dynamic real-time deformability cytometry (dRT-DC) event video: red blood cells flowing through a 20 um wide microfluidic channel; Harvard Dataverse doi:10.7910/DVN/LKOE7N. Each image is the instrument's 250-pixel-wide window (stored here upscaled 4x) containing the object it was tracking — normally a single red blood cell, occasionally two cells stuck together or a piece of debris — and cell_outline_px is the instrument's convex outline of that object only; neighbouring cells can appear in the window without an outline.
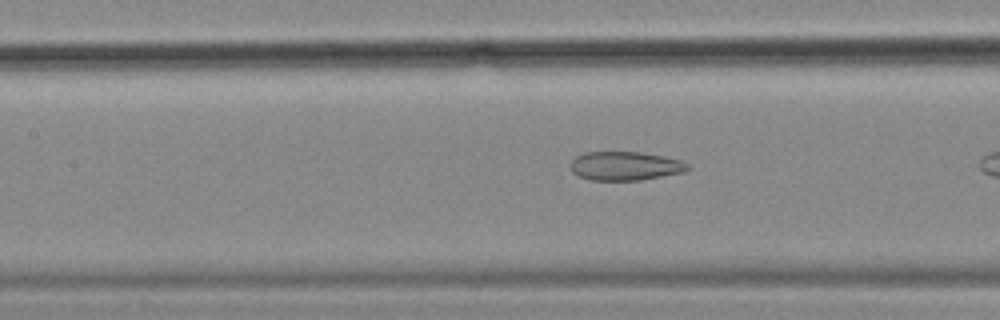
{"species": "common noctule bat (a hibernating species)", "species_latin": "Nyctalus noctula", "temperature_condition": "cold", "stored_images_in_passage": 9, "camera_frame_rate_fps": 3000, "um_per_image_px": 0.085, "animal": {"sex": "female", "body_mass_g": 18.4}, "frame": {"image": 1, "passage_image": 7, "time_ms": 2.0, "image_size_px": [1000, 320], "cell_outline_px": [[692, 168], [684, 172], [640, 180], [592, 180], [576, 176], [572, 172], [568, 164], [576, 156], [584, 152], [640, 152], [664, 156], [680, 160], [688, 164]], "centroid_in_image_um": [53.11, 14.1], "position_along_channel_um": 154.3, "area_um2": 19.88}}